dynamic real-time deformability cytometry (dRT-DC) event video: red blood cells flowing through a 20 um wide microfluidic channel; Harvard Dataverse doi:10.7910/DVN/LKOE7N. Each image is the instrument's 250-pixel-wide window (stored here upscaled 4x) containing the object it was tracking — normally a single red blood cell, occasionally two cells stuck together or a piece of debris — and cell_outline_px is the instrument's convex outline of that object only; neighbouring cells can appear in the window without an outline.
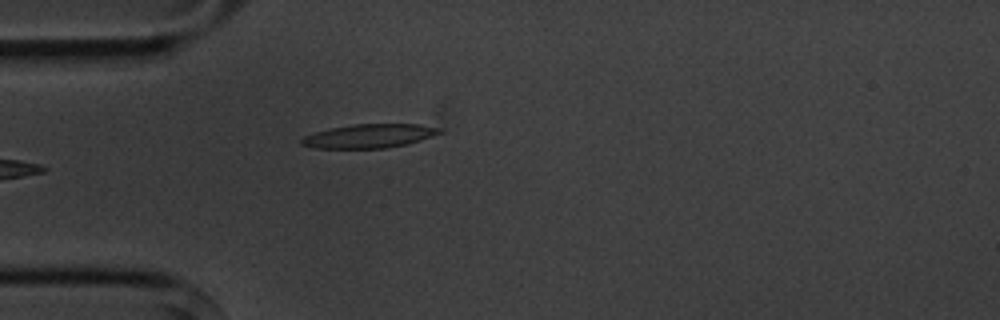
{"species": "common noctule bat (a hibernating species)", "species_latin": "Nyctalus noctula", "temperature_condition": "cold", "stored_images_in_passage": 4, "camera_frame_rate_fps": 3000, "um_per_image_px": 0.085, "animal": {"sex": "male", "body_mass_g": 20.1, "forearm_length_mm": 53.5}, "frame": {"image": 1, "passage_image": 4, "time_ms": 4.333, "image_size_px": [1000, 320], "cell_outline_px": [[444, 132], [420, 140], [404, 144], [384, 148], [312, 148], [300, 144], [300, 140], [304, 136], [316, 132], [332, 128], [352, 124], [420, 124], [440, 128]], "centroid_in_image_um": [31.37, 11.55], "position_along_channel_um": 53.6, "area_um2": 19.02}}